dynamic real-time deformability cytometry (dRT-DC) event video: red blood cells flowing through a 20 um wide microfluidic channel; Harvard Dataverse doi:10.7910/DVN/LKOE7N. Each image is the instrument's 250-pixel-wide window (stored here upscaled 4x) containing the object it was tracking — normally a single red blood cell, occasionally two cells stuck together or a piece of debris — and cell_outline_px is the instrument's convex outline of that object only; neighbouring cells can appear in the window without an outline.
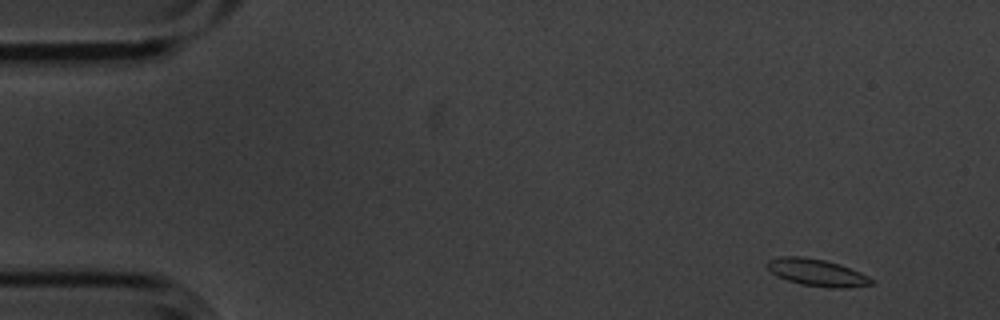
{"species": "common noctule bat (a hibernating species)", "species_latin": "Nyctalus noctula", "temperature_condition": "cold", "stored_images_in_passage": 8, "camera_frame_rate_fps": 3000, "um_per_image_px": 0.085, "animal": {"sex": "male", "body_mass_g": 20.1, "forearm_length_mm": 53.5}, "frame": {"image": 1, "passage_image": 1, "time_ms": 0.0, "image_size_px": [1000, 320], "cell_outline_px": [[876, 284], [848, 288], [832, 288], [800, 284], [776, 276], [764, 264], [768, 260], [780, 256], [804, 256], [824, 260], [840, 264], [860, 272], [868, 276]], "centroid_in_image_um": [69.44, 23.16], "position_along_channel_um": 15.6, "area_um2": 16.59}}
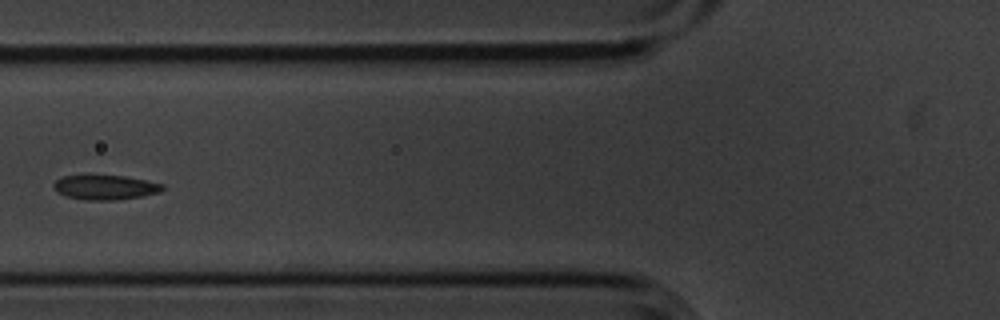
{"frame": {"image": 2, "passage_image": 5, "time_ms": 1.333, "image_size_px": [1000, 320], "cell_outline_px": [[164, 188], [160, 192], [144, 196], [116, 200], [84, 200], [68, 196], [56, 192], [52, 188], [52, 184], [56, 180], [64, 176], [84, 172], [92, 172], [124, 176], [164, 184]], "centroid_in_image_um": [8.87, 15.87], "position_along_channel_um": 116.9, "area_um2": 16.53}}
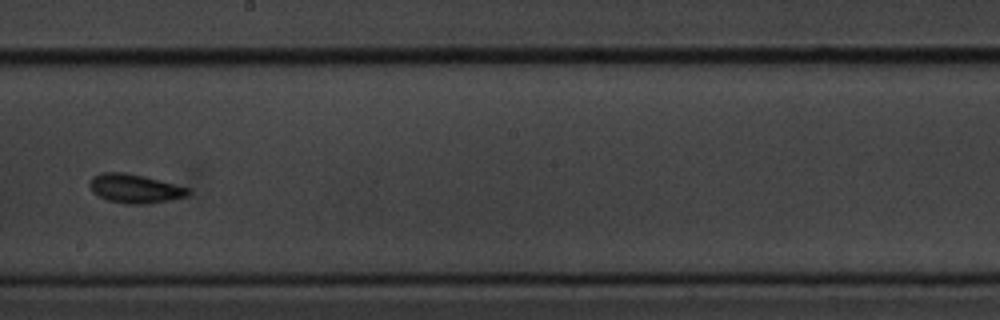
{"frame": {"image": 3, "passage_image": 8, "time_ms": 2.333, "image_size_px": [1000, 320], "cell_outline_px": [[192, 192], [188, 196], [172, 200], [148, 204], [124, 204], [108, 200], [92, 192], [88, 184], [92, 176], [104, 172], [124, 172], [144, 176], [160, 180], [188, 188]], "centroid_in_image_um": [11.47, 16.03], "position_along_channel_um": 236.7, "area_um2": 16.76}}